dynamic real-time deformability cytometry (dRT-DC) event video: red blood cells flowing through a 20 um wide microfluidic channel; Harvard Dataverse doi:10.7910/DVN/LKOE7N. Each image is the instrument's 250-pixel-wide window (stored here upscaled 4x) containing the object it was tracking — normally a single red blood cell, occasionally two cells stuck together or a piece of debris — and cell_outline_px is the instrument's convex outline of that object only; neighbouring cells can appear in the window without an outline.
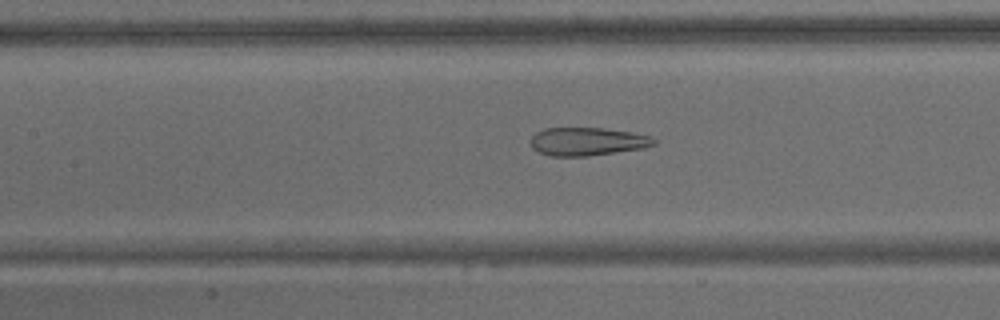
{"species": "common noctule bat (a hibernating species)", "species_latin": "Nyctalus noctula", "temperature_condition": "warm", "stored_images_in_passage": 64, "camera_frame_rate_fps": 3000, "um_per_image_px": 0.085, "animal": {"sex": "male", "body_mass_g": 15.6}, "frame": {"image": 1, "passage_image": 28, "time_ms": 9.0, "image_size_px": [1000, 320], "cell_outline_px": [[656, 144], [644, 148], [588, 156], [552, 156], [540, 152], [532, 148], [528, 140], [536, 132], [544, 128], [604, 128], [632, 132], [648, 136], [656, 140]], "centroid_in_image_um": [49.89, 12.02], "position_along_channel_um": 157.5, "area_um2": 20.29}}
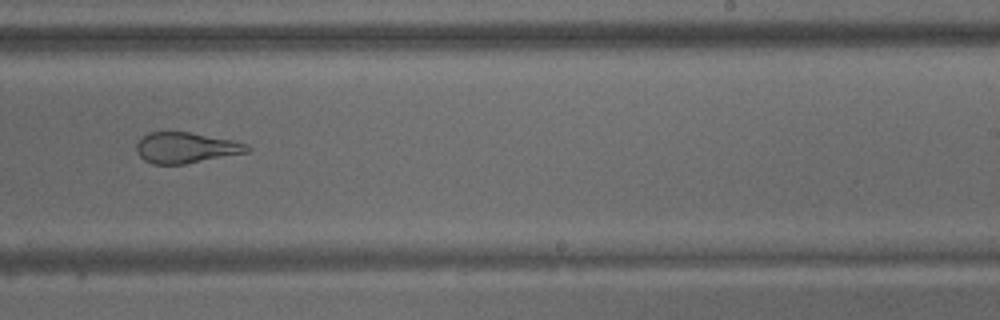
{"frame": {"image": 2, "passage_image": 39, "time_ms": 12.667, "image_size_px": [1000, 320], "cell_outline_px": [[252, 148], [248, 152], [184, 164], [152, 164], [144, 160], [136, 152], [136, 144], [148, 132], [188, 132], [232, 140], [248, 144]], "centroid_in_image_um": [15.8, 12.56], "position_along_channel_um": 273.2, "area_um2": 19.71}}
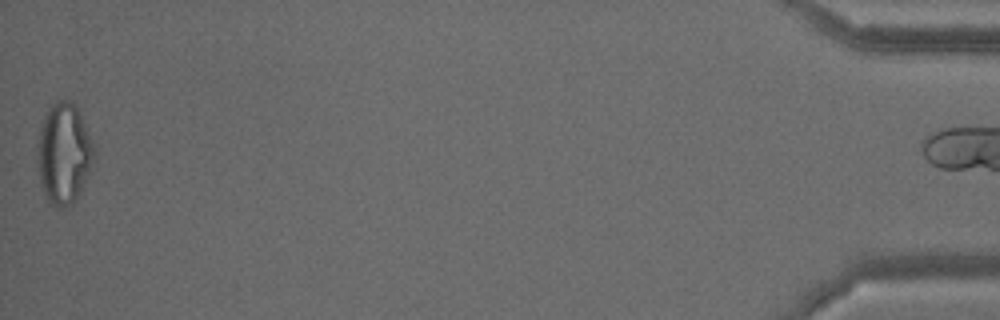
{"frame": {"image": 3, "passage_image": 63, "time_ms": 20.667, "image_size_px": [1000, 320], "cell_outline_px": [[96, 156], [80, 192], [72, 204], [64, 208], [56, 208], [48, 204], [40, 184], [36, 160], [36, 156], [40, 128], [44, 116], [48, 108], [56, 100], [68, 100], [76, 104], [96, 144]], "centroid_in_image_um": [5.44, 13.05], "position_along_channel_um": 429.8, "area_um2": 34.22}}